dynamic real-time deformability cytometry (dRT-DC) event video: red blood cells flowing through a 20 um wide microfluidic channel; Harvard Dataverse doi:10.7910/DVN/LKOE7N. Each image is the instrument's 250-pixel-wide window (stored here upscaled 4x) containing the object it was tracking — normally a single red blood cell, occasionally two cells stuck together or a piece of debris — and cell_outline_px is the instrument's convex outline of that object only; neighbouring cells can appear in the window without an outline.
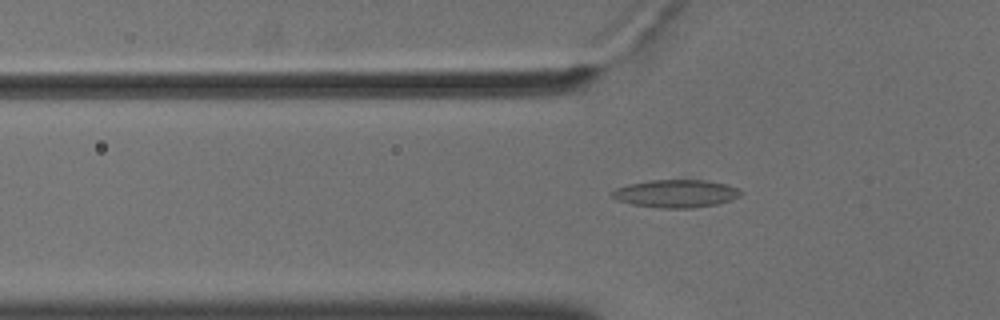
{"species": "common noctule bat (a hibernating species)", "species_latin": "Nyctalus noctula", "temperature_condition": "cold", "stored_images_in_passage": 38, "camera_frame_rate_fps": 3000, "um_per_image_px": 0.085, "animal": {"sex": "male", "body_mass_g": 18.8}, "frame": {"image": 1, "passage_image": 3, "time_ms": 0.667, "image_size_px": [1000, 320], "cell_outline_px": [[744, 192], [740, 196], [716, 204], [692, 208], [660, 208], [632, 204], [620, 200], [612, 196], [612, 192], [616, 188], [628, 184], [652, 180], [704, 180], [728, 184]], "centroid_in_image_um": [57.48, 16.45], "position_along_channel_um": 68.3, "area_um2": 20.63}}
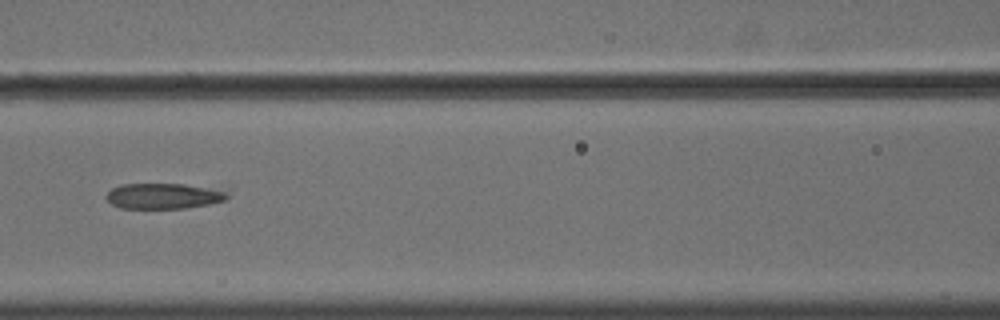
{"frame": {"image": 2, "passage_image": 10, "time_ms": 3.0, "image_size_px": [1000, 320], "cell_outline_px": [[232, 184], [228, 200], [208, 204], [184, 208], [120, 208], [112, 204], [104, 196], [112, 188], [120, 184]], "centroid_in_image_um": [14.21, 16.6], "position_along_channel_um": 152.4, "area_um2": 19.36}}
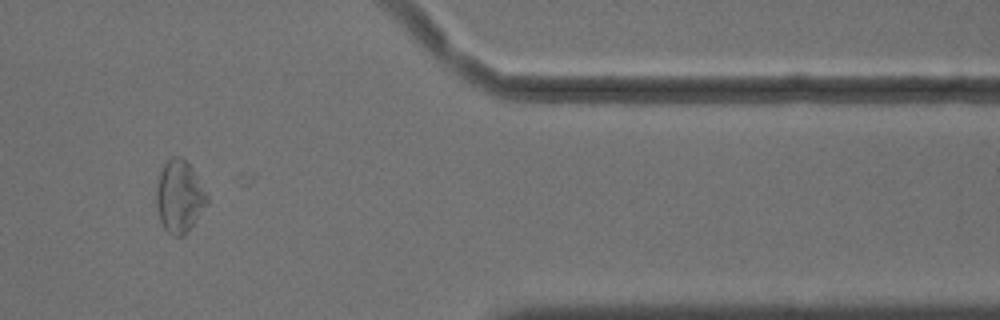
{"frame": {"image": 3, "passage_image": 32, "time_ms": 10.333, "image_size_px": [1000, 320], "cell_outline_px": [[208, 204], [188, 232], [184, 236], [172, 236], [164, 228], [160, 220], [156, 200], [156, 188], [160, 172], [164, 164], [172, 156], [180, 156], [188, 160], [208, 196]], "centroid_in_image_um": [15.26, 16.7], "position_along_channel_um": 396.1, "area_um2": 21.5}}